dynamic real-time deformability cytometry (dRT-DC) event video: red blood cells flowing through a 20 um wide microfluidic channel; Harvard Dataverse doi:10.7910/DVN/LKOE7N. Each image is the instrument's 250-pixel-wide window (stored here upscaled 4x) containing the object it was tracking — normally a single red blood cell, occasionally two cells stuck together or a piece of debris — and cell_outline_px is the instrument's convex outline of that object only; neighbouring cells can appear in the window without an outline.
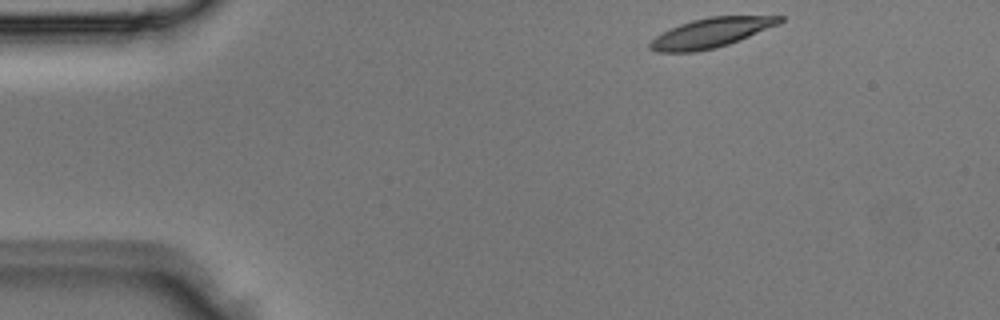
{"species": "Egyptian fruit bat (a non-hibernating species)", "species_latin": "Rousettus aegyptiacus", "temperature_condition": "room temperature", "stored_images_in_passage": 4, "segment_of_instrument_passage": [2, 2], "camera_frame_rate_fps": 3000, "um_per_image_px": 0.085, "animal": {"sex": "male"}, "frame": {"image": 1, "passage_image": 4, "time_ms": 1.0, "image_size_px": [1000, 320], "cell_outline_px": [[784, 20], [780, 24], [728, 44], [716, 48], [696, 52], [656, 52], [648, 48], [648, 44], [656, 36], [680, 24], [692, 20], [708, 16], [784, 16]], "centroid_in_image_um": [60.44, 2.79], "position_along_channel_um": 24.6, "area_um2": 22.25}}